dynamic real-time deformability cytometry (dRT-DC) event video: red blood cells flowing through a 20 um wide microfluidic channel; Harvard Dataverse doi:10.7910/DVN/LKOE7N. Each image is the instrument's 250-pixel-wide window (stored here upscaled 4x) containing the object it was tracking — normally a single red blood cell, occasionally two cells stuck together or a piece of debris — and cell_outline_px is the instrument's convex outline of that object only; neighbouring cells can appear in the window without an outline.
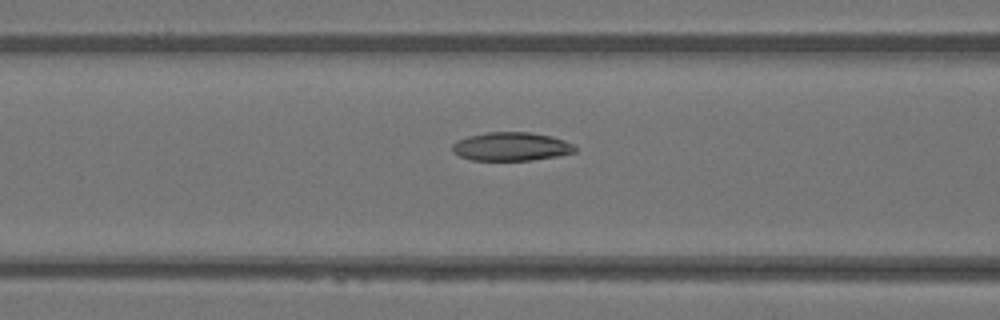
{"species": "Egyptian fruit bat (a non-hibernating species)", "species_latin": "Rousettus aegyptiacus", "temperature_condition": "warm", "stored_images_in_passage": 12, "camera_frame_rate_fps": 3000, "um_per_image_px": 0.085, "animal": {"sex": "female"}, "frame": {"image": 1, "passage_image": 10, "time_ms": 3.0, "image_size_px": [1000, 320], "cell_outline_px": [[576, 152], [560, 156], [532, 160], [472, 160], [460, 156], [452, 152], [452, 144], [456, 140], [468, 136], [488, 132], [532, 132], [552, 136], [564, 140], [572, 144], [576, 148]], "centroid_in_image_um": [43.46, 12.45], "position_along_channel_um": 123.1, "area_um2": 20.58}}